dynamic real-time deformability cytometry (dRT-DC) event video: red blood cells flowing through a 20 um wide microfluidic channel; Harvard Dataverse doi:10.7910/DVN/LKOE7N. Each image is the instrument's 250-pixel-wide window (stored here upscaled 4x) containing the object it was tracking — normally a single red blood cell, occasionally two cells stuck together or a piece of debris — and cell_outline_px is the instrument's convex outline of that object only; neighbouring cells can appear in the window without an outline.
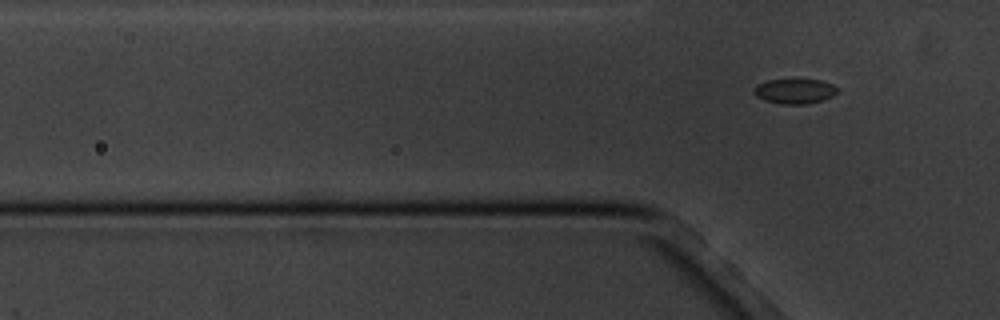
{"species": "common noctule bat (a hibernating species)", "species_latin": "Nyctalus noctula", "temperature_condition": "cold", "stored_images_in_passage": 4, "segment_of_instrument_passage": [2, 2], "camera_frame_rate_fps": 3000, "um_per_image_px": 0.085, "animal": {"sex": "male", "body_mass_g": 20.1, "forearm_length_mm": 53.5}, "frame": {"image": 1, "passage_image": 4, "time_ms": 3.667, "image_size_px": [1000, 320], "cell_outline_px": [[840, 92], [824, 100], [804, 104], [780, 104], [764, 100], [756, 96], [752, 92], [752, 88], [756, 84], [768, 80], [820, 80], [832, 84], [840, 88]], "centroid_in_image_um": [67.55, 7.76], "position_along_channel_um": 58.2, "area_um2": 12.31}}